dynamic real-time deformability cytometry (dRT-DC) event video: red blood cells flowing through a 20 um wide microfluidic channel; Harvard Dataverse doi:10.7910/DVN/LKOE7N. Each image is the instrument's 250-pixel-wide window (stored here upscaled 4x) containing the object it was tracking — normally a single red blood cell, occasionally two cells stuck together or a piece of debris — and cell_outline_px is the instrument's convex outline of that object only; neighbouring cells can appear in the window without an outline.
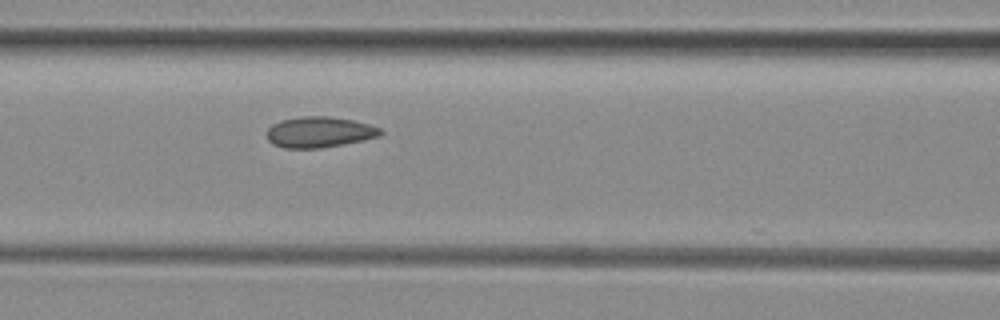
{"species": "common noctule bat (a hibernating species)", "species_latin": "Nyctalus noctula", "temperature_condition": "room temperature", "stored_images_in_passage": 21, "camera_frame_rate_fps": 3000, "um_per_image_px": 0.085, "animal": {"sex": "female", "body_mass_g": 29.2, "forearm_length_mm": 56.3}, "frame": {"image": 1, "passage_image": 17, "time_ms": 5.333, "image_size_px": [1000, 320], "cell_outline_px": [[384, 132], [380, 136], [364, 140], [344, 144], [320, 148], [284, 148], [272, 144], [268, 140], [268, 128], [272, 124], [280, 120], [300, 116], [328, 116], [352, 120], [368, 124], [380, 128]], "centroid_in_image_um": [27.14, 11.23], "position_along_channel_um": 139.5, "area_um2": 20.46}}
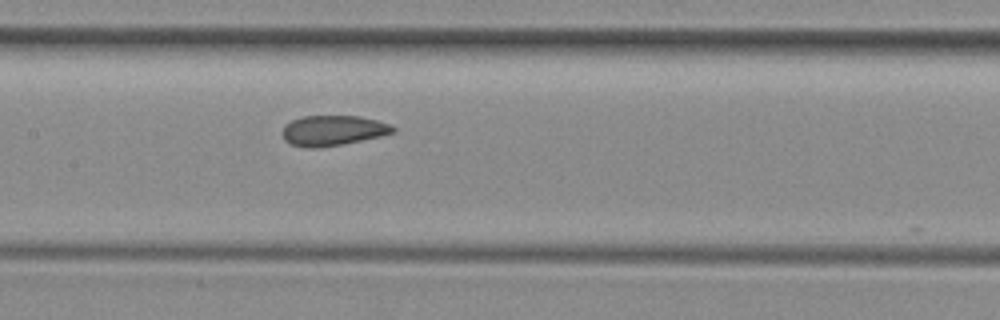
{"frame": {"image": 2, "passage_image": 20, "time_ms": 6.333, "image_size_px": [1000, 320], "cell_outline_px": [[396, 132], [380, 136], [344, 144], [320, 148], [308, 148], [292, 144], [284, 140], [284, 124], [292, 120], [304, 116], [360, 116], [392, 124], [396, 128]], "centroid_in_image_um": [28.34, 11.09], "position_along_channel_um": 179.1, "area_um2": 19.54}}